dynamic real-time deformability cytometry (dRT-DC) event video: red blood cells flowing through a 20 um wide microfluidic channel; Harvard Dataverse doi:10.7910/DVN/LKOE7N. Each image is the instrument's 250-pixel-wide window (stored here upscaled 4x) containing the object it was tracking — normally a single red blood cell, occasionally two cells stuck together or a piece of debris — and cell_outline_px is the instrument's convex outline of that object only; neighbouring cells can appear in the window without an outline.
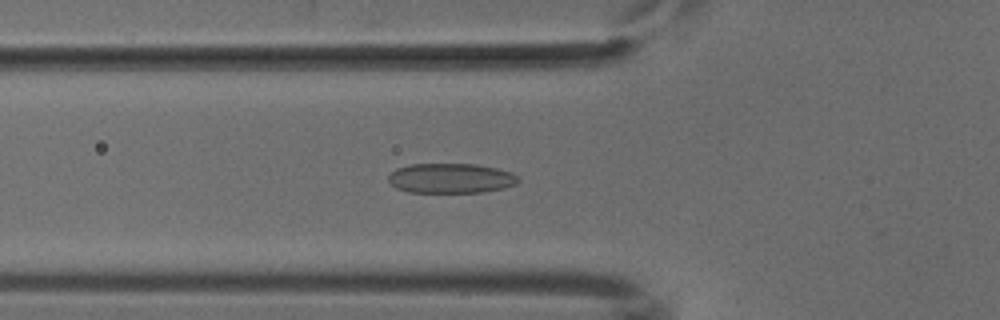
{"species": "common noctule bat (a hibernating species)", "species_latin": "Nyctalus noctula", "temperature_condition": "cold", "stored_images_in_passage": 51, "camera_frame_rate_fps": 3000, "um_per_image_px": 0.085, "animal": {"sex": "male", "body_mass_g": 18.8}, "frame": {"image": 1, "passage_image": 17, "time_ms": 5.333, "image_size_px": [1000, 320], "cell_outline_px": [[520, 180], [516, 184], [504, 188], [484, 192], [408, 192], [396, 188], [388, 180], [388, 176], [396, 168], [412, 164], [476, 164], [496, 168], [512, 172]], "centroid_in_image_um": [38.33, 15.15], "position_along_channel_um": 87.5, "area_um2": 22.6}}
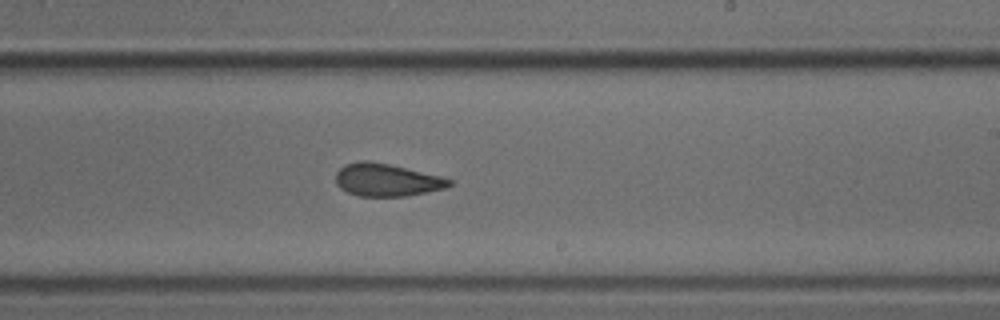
{"frame": {"image": 2, "passage_image": 30, "time_ms": 9.667, "image_size_px": [1000, 320], "cell_outline_px": [[452, 184], [448, 188], [404, 196], [356, 196], [340, 188], [336, 184], [336, 172], [344, 164], [364, 160], [388, 164], [444, 176], [452, 180]], "centroid_in_image_um": [32.89, 15.3], "position_along_channel_um": 256.1, "area_um2": 21.68}}
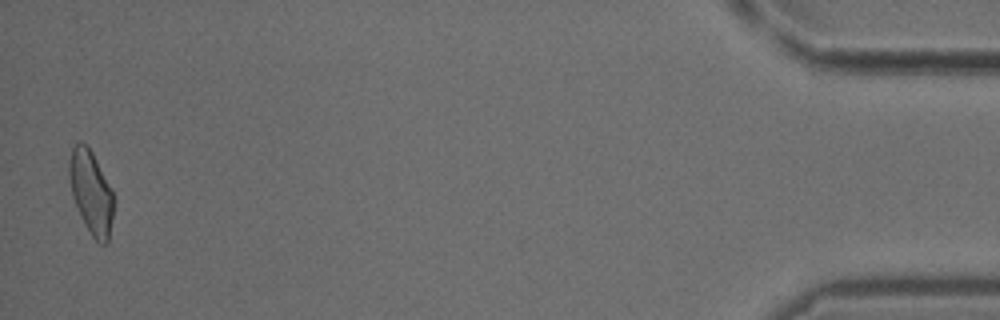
{"frame": {"image": 3, "passage_image": 50, "time_ms": 16.333, "image_size_px": [1000, 320], "cell_outline_px": [[112, 216], [108, 244], [100, 244], [92, 236], [80, 216], [72, 196], [68, 176], [68, 160], [72, 148], [80, 140], [92, 152], [112, 188]], "centroid_in_image_um": [7.71, 16.33], "position_along_channel_um": 427.5, "area_um2": 21.5}}